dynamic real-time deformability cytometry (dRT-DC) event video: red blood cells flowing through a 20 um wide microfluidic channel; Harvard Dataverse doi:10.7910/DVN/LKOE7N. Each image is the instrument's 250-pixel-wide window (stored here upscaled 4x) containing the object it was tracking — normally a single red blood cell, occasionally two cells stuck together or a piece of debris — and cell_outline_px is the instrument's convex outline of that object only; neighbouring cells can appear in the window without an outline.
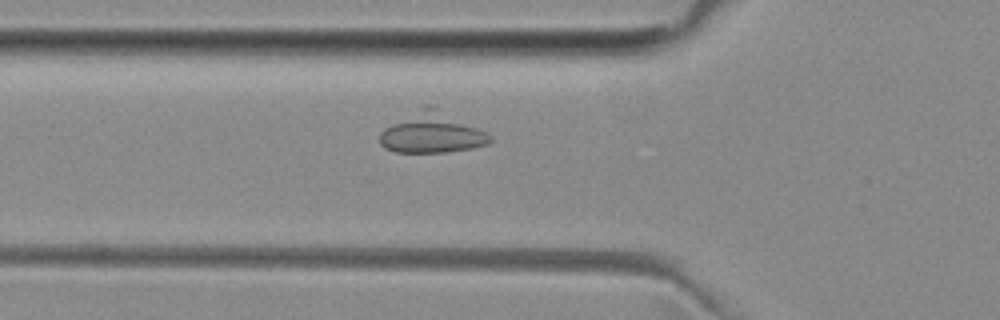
{"species": "common noctule bat (a hibernating species)", "species_latin": "Nyctalus noctula", "temperature_condition": "room temperature", "stored_images_in_passage": 43, "camera_frame_rate_fps": 3000, "um_per_image_px": 0.085, "animal": {"sex": "female", "body_mass_g": 29.2, "forearm_length_mm": 56.3}, "frame": {"image": 1, "passage_image": 10, "time_ms": 3.0, "image_size_px": [1000, 320], "cell_outline_px": [[492, 140], [488, 144], [472, 148], [444, 152], [396, 152], [384, 148], [380, 144], [380, 132], [384, 128], [424, 104], [432, 104], [488, 132], [492, 136]], "centroid_in_image_um": [36.73, 11.26], "position_along_channel_um": 89.1, "area_um2": 26.36}}
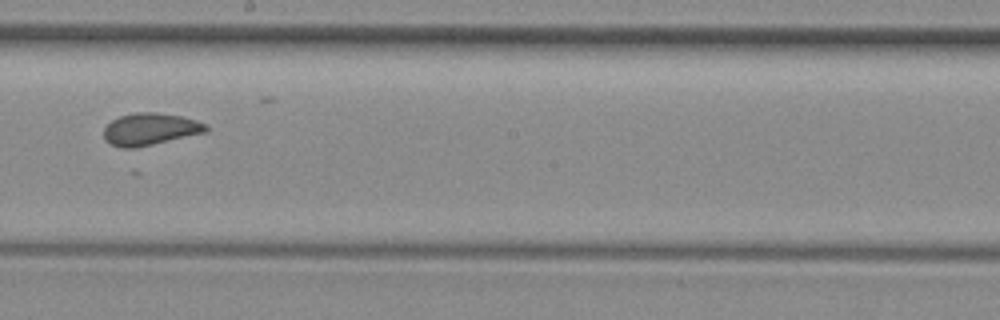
{"frame": {"image": 2, "passage_image": 21, "time_ms": 6.667, "image_size_px": [1000, 320], "cell_outline_px": [[208, 132], [136, 148], [120, 148], [112, 144], [104, 136], [104, 128], [112, 120], [120, 116], [136, 112], [156, 112], [180, 116], [196, 120], [208, 124]], "centroid_in_image_um": [12.8, 10.98], "position_along_channel_um": 235.4, "area_um2": 19.13}}
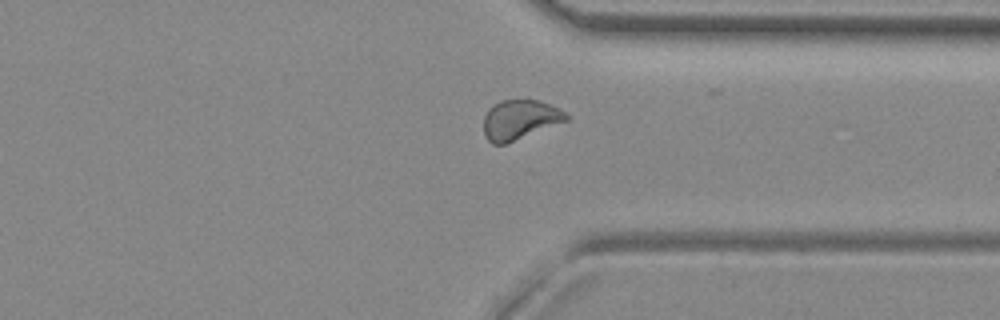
{"frame": {"image": 3, "passage_image": 31, "time_ms": 10.0, "image_size_px": [1000, 320], "cell_outline_px": [[568, 120], [508, 144], [492, 144], [484, 136], [484, 116], [488, 108], [492, 104], [500, 100], [540, 100], [560, 108], [568, 116]], "centroid_in_image_um": [44.17, 10.18], "position_along_channel_um": 367.2, "area_um2": 19.36}}